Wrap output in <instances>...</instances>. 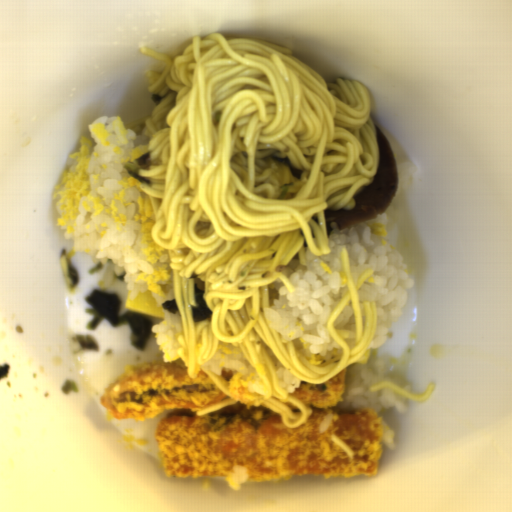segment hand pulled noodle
Returning a JSON list of instances; mask_svg holds the SVG:
<instances>
[{
  "label": "hand pulled noodle",
  "mask_w": 512,
  "mask_h": 512,
  "mask_svg": "<svg viewBox=\"0 0 512 512\" xmlns=\"http://www.w3.org/2000/svg\"><path fill=\"white\" fill-rule=\"evenodd\" d=\"M140 52L164 61L149 70L148 91L164 98L145 120L150 138L144 180L155 223L153 241L166 249L174 301L183 333L177 353L188 377L204 371L226 395L196 411L203 415L233 405L227 380L205 368L220 342L240 347L263 383L260 405L279 413L283 426H300L313 408L281 389L271 357L302 381L323 384L354 364L374 340L375 302L358 291L374 273L354 284L349 252L340 256L348 291L326 323L341 346L319 366L300 355L293 341L270 326L269 286H294L283 270L303 249L329 254L326 210H351L355 195L373 182L379 143L371 97L360 82H325L292 49L267 40L194 35L171 58L148 47ZM205 291L210 318L196 322L193 287ZM353 305V347L334 321Z\"/></svg>",
  "instance_id": "obj_1"
},
{
  "label": "hand pulled noodle",
  "mask_w": 512,
  "mask_h": 512,
  "mask_svg": "<svg viewBox=\"0 0 512 512\" xmlns=\"http://www.w3.org/2000/svg\"><path fill=\"white\" fill-rule=\"evenodd\" d=\"M436 386V382H432L428 388L426 389L424 394H412L411 392L405 391L393 382H384L378 385L371 386L369 388V392H377L380 390L388 389L390 391H393L401 396H404L408 399H414V400H425L428 397L431 396L432 392L434 391Z\"/></svg>",
  "instance_id": "obj_2"
}]
</instances>
